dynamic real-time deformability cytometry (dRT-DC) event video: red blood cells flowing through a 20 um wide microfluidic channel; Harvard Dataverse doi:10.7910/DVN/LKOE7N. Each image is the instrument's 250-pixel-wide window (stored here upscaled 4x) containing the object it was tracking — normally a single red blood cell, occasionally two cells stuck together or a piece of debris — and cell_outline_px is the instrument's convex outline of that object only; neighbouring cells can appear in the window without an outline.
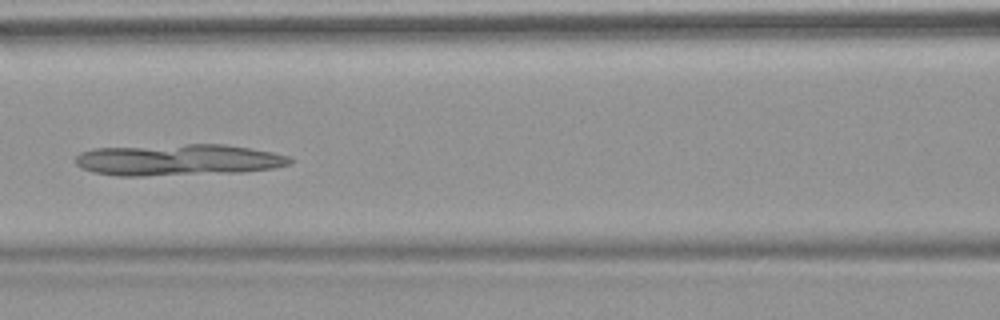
{"species": "common noctule bat (a hibernating species)", "species_latin": "Nyctalus noctula", "temperature_condition": "warm", "stored_images_in_passage": 9, "camera_frame_rate_fps": 3000, "um_per_image_px": 0.085, "animal": {"sex": "female", "body_mass_g": 18.4}, "frame": {"image": 1, "passage_image": 7, "time_ms": 7.0, "image_size_px": [1000, 320], "cell_outline_px": [[296, 160], [292, 164], [276, 168], [244, 172], [144, 176], [116, 176], [92, 172], [76, 164], [76, 156], [80, 152], [96, 148], [188, 144], [224, 144], [272, 152], [288, 156]], "centroid_in_image_um": [15.19, 13.6], "position_along_channel_um": 151.4, "area_um2": 39.54}}
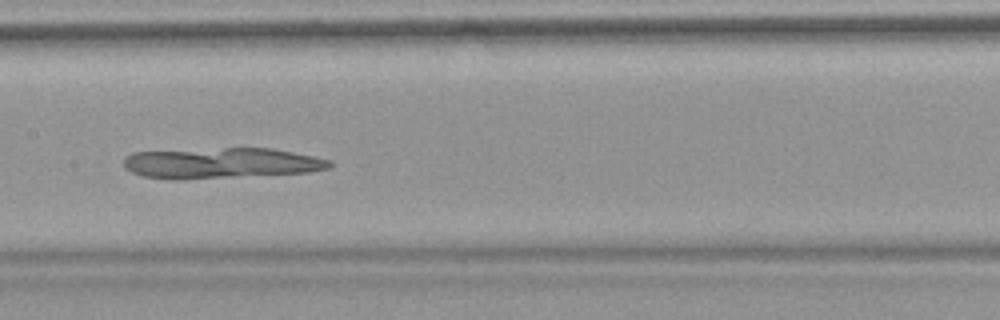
{"frame": {"image": 2, "passage_image": 8, "time_ms": 8.0, "image_size_px": [1000, 320], "cell_outline_px": [[332, 164], [328, 168], [308, 172], [184, 180], [172, 180], [144, 176], [132, 172], [124, 168], [124, 156], [132, 152], [224, 148], [272, 148], [332, 160]], "centroid_in_image_um": [18.75, 13.87], "position_along_channel_um": 188.6, "area_um2": 36.88}}
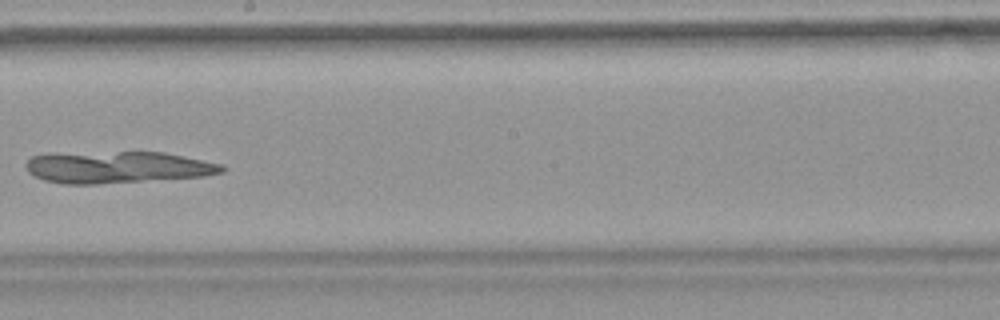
{"frame": {"image": 3, "passage_image": 9, "time_ms": 9.333, "image_size_px": [1000, 320], "cell_outline_px": [[228, 168], [224, 172], [204, 176], [100, 184], [64, 184], [44, 180], [28, 172], [24, 164], [32, 156], [120, 152], [164, 152], [224, 164]], "centroid_in_image_um": [10.09, 14.23], "position_along_channel_um": 238.1, "area_um2": 35.89}}